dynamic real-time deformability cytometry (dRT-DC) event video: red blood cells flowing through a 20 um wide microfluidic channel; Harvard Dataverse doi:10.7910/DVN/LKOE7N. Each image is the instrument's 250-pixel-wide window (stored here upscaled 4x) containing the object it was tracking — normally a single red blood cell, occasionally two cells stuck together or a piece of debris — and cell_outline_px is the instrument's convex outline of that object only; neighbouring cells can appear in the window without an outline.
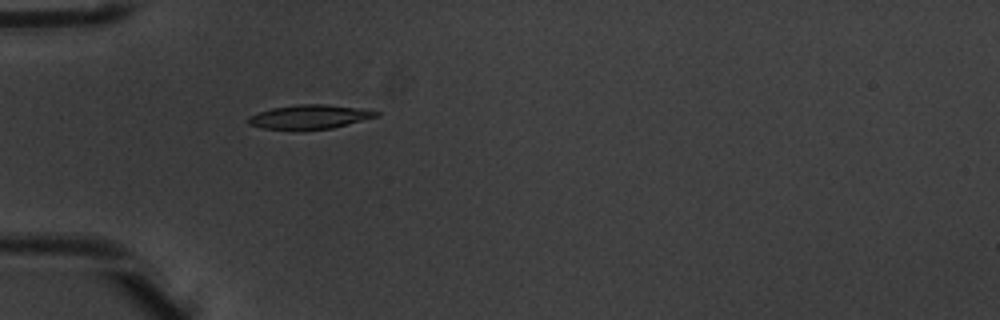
{"species": "common noctule bat (a hibernating species)", "species_latin": "Nyctalus noctula", "temperature_condition": "warm", "stored_images_in_passage": 5, "camera_frame_rate_fps": 3000, "um_per_image_px": 0.085, "animal": {"sex": "male", "body_mass_g": 20.1, "forearm_length_mm": 53.5}, "frame": {"image": 1, "passage_image": 5, "time_ms": 1.333, "image_size_px": [1000, 320], "cell_outline_px": [[380, 116], [332, 128], [264, 128], [248, 124], [248, 116], [272, 108], [300, 104], [324, 104], [356, 108], [380, 112]], "centroid_in_image_um": [26.34, 9.91], "position_along_channel_um": 58.7, "area_um2": 17.28}}